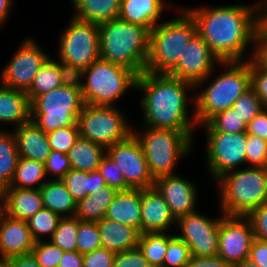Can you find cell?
I'll list each match as a JSON object with an SVG mask.
<instances>
[{"instance_id": "f546056e", "label": "cell", "mask_w": 267, "mask_h": 267, "mask_svg": "<svg viewBox=\"0 0 267 267\" xmlns=\"http://www.w3.org/2000/svg\"><path fill=\"white\" fill-rule=\"evenodd\" d=\"M62 181L76 202L91 195L95 190L98 191L99 188L107 185L98 170L94 172H84L71 169L64 176Z\"/></svg>"}, {"instance_id": "7bdbcfd3", "label": "cell", "mask_w": 267, "mask_h": 267, "mask_svg": "<svg viewBox=\"0 0 267 267\" xmlns=\"http://www.w3.org/2000/svg\"><path fill=\"white\" fill-rule=\"evenodd\" d=\"M246 165L267 167V140L247 134Z\"/></svg>"}, {"instance_id": "52a82bcc", "label": "cell", "mask_w": 267, "mask_h": 267, "mask_svg": "<svg viewBox=\"0 0 267 267\" xmlns=\"http://www.w3.org/2000/svg\"><path fill=\"white\" fill-rule=\"evenodd\" d=\"M145 128V132L142 131L141 134H138L137 130H134L133 134L142 146L150 174L154 180L174 174L180 157H185L191 152L193 140L185 132L173 129Z\"/></svg>"}, {"instance_id": "3957f363", "label": "cell", "mask_w": 267, "mask_h": 267, "mask_svg": "<svg viewBox=\"0 0 267 267\" xmlns=\"http://www.w3.org/2000/svg\"><path fill=\"white\" fill-rule=\"evenodd\" d=\"M149 32L119 18L99 24L100 59L141 74L149 52Z\"/></svg>"}, {"instance_id": "003e7915", "label": "cell", "mask_w": 267, "mask_h": 267, "mask_svg": "<svg viewBox=\"0 0 267 267\" xmlns=\"http://www.w3.org/2000/svg\"><path fill=\"white\" fill-rule=\"evenodd\" d=\"M0 267H6L2 262H0Z\"/></svg>"}, {"instance_id": "30bf717a", "label": "cell", "mask_w": 267, "mask_h": 267, "mask_svg": "<svg viewBox=\"0 0 267 267\" xmlns=\"http://www.w3.org/2000/svg\"><path fill=\"white\" fill-rule=\"evenodd\" d=\"M123 115L116 106L84 104L77 119L80 137L105 149L127 139L133 129Z\"/></svg>"}, {"instance_id": "60d3db41", "label": "cell", "mask_w": 267, "mask_h": 267, "mask_svg": "<svg viewBox=\"0 0 267 267\" xmlns=\"http://www.w3.org/2000/svg\"><path fill=\"white\" fill-rule=\"evenodd\" d=\"M46 134L51 150L61 151L64 154H68L73 144L80 137L78 125L59 128Z\"/></svg>"}, {"instance_id": "e575fe53", "label": "cell", "mask_w": 267, "mask_h": 267, "mask_svg": "<svg viewBox=\"0 0 267 267\" xmlns=\"http://www.w3.org/2000/svg\"><path fill=\"white\" fill-rule=\"evenodd\" d=\"M202 126L205 132L247 133V124L233 108L219 112Z\"/></svg>"}, {"instance_id": "f35d334b", "label": "cell", "mask_w": 267, "mask_h": 267, "mask_svg": "<svg viewBox=\"0 0 267 267\" xmlns=\"http://www.w3.org/2000/svg\"><path fill=\"white\" fill-rule=\"evenodd\" d=\"M190 257L191 253L187 244L176 235L168 233V246L163 267H185Z\"/></svg>"}, {"instance_id": "7dc6e473", "label": "cell", "mask_w": 267, "mask_h": 267, "mask_svg": "<svg viewBox=\"0 0 267 267\" xmlns=\"http://www.w3.org/2000/svg\"><path fill=\"white\" fill-rule=\"evenodd\" d=\"M246 217L251 223L254 238L267 241V201L251 210Z\"/></svg>"}, {"instance_id": "bcb514c9", "label": "cell", "mask_w": 267, "mask_h": 267, "mask_svg": "<svg viewBox=\"0 0 267 267\" xmlns=\"http://www.w3.org/2000/svg\"><path fill=\"white\" fill-rule=\"evenodd\" d=\"M58 72L61 77L62 85L81 90L84 78V69L63 61H58Z\"/></svg>"}, {"instance_id": "277c9868", "label": "cell", "mask_w": 267, "mask_h": 267, "mask_svg": "<svg viewBox=\"0 0 267 267\" xmlns=\"http://www.w3.org/2000/svg\"><path fill=\"white\" fill-rule=\"evenodd\" d=\"M220 65L226 70L212 79L205 90L194 97V111L197 125L207 123L219 112L232 108L234 102L251 88L250 59L226 61Z\"/></svg>"}, {"instance_id": "94428289", "label": "cell", "mask_w": 267, "mask_h": 267, "mask_svg": "<svg viewBox=\"0 0 267 267\" xmlns=\"http://www.w3.org/2000/svg\"><path fill=\"white\" fill-rule=\"evenodd\" d=\"M256 4L258 6V28L267 34V0Z\"/></svg>"}, {"instance_id": "be15d7a7", "label": "cell", "mask_w": 267, "mask_h": 267, "mask_svg": "<svg viewBox=\"0 0 267 267\" xmlns=\"http://www.w3.org/2000/svg\"><path fill=\"white\" fill-rule=\"evenodd\" d=\"M234 267H260L258 264L253 263L251 260L246 259L241 263H238Z\"/></svg>"}, {"instance_id": "836d02e7", "label": "cell", "mask_w": 267, "mask_h": 267, "mask_svg": "<svg viewBox=\"0 0 267 267\" xmlns=\"http://www.w3.org/2000/svg\"><path fill=\"white\" fill-rule=\"evenodd\" d=\"M62 86L61 77L58 72V61L49 57L37 72L33 83L26 93L30 103L39 95Z\"/></svg>"}, {"instance_id": "484cf974", "label": "cell", "mask_w": 267, "mask_h": 267, "mask_svg": "<svg viewBox=\"0 0 267 267\" xmlns=\"http://www.w3.org/2000/svg\"><path fill=\"white\" fill-rule=\"evenodd\" d=\"M31 120V105L25 92L0 85V121L18 128Z\"/></svg>"}, {"instance_id": "03108f58", "label": "cell", "mask_w": 267, "mask_h": 267, "mask_svg": "<svg viewBox=\"0 0 267 267\" xmlns=\"http://www.w3.org/2000/svg\"><path fill=\"white\" fill-rule=\"evenodd\" d=\"M3 200H0V212L2 211L1 204Z\"/></svg>"}, {"instance_id": "7402d4cb", "label": "cell", "mask_w": 267, "mask_h": 267, "mask_svg": "<svg viewBox=\"0 0 267 267\" xmlns=\"http://www.w3.org/2000/svg\"><path fill=\"white\" fill-rule=\"evenodd\" d=\"M21 158L45 163L51 153L47 134L31 120L13 130Z\"/></svg>"}, {"instance_id": "6f0895ef", "label": "cell", "mask_w": 267, "mask_h": 267, "mask_svg": "<svg viewBox=\"0 0 267 267\" xmlns=\"http://www.w3.org/2000/svg\"><path fill=\"white\" fill-rule=\"evenodd\" d=\"M185 267H232L218 255L209 257L191 256L189 263Z\"/></svg>"}, {"instance_id": "7a4b0ae2", "label": "cell", "mask_w": 267, "mask_h": 267, "mask_svg": "<svg viewBox=\"0 0 267 267\" xmlns=\"http://www.w3.org/2000/svg\"><path fill=\"white\" fill-rule=\"evenodd\" d=\"M136 90L142 92L143 127L173 129L185 132L192 140L195 114L189 115L188 92L194 84L167 74L142 72L136 81ZM188 91V92H187ZM192 116V118H191ZM190 117V118H189Z\"/></svg>"}, {"instance_id": "d4e9b609", "label": "cell", "mask_w": 267, "mask_h": 267, "mask_svg": "<svg viewBox=\"0 0 267 267\" xmlns=\"http://www.w3.org/2000/svg\"><path fill=\"white\" fill-rule=\"evenodd\" d=\"M102 248L115 253L137 248L140 233L133 227L103 217L97 222Z\"/></svg>"}, {"instance_id": "4316f807", "label": "cell", "mask_w": 267, "mask_h": 267, "mask_svg": "<svg viewBox=\"0 0 267 267\" xmlns=\"http://www.w3.org/2000/svg\"><path fill=\"white\" fill-rule=\"evenodd\" d=\"M75 17L81 21L102 24L118 19L121 0H71Z\"/></svg>"}, {"instance_id": "e0dca14e", "label": "cell", "mask_w": 267, "mask_h": 267, "mask_svg": "<svg viewBox=\"0 0 267 267\" xmlns=\"http://www.w3.org/2000/svg\"><path fill=\"white\" fill-rule=\"evenodd\" d=\"M221 215L217 255L234 267L249 259L253 229L246 216Z\"/></svg>"}, {"instance_id": "11a10c76", "label": "cell", "mask_w": 267, "mask_h": 267, "mask_svg": "<svg viewBox=\"0 0 267 267\" xmlns=\"http://www.w3.org/2000/svg\"><path fill=\"white\" fill-rule=\"evenodd\" d=\"M247 134L267 140V107L247 125Z\"/></svg>"}, {"instance_id": "680465c9", "label": "cell", "mask_w": 267, "mask_h": 267, "mask_svg": "<svg viewBox=\"0 0 267 267\" xmlns=\"http://www.w3.org/2000/svg\"><path fill=\"white\" fill-rule=\"evenodd\" d=\"M2 263L6 267H41L33 253L15 256Z\"/></svg>"}, {"instance_id": "6da1fadb", "label": "cell", "mask_w": 267, "mask_h": 267, "mask_svg": "<svg viewBox=\"0 0 267 267\" xmlns=\"http://www.w3.org/2000/svg\"><path fill=\"white\" fill-rule=\"evenodd\" d=\"M184 9L193 17L196 33L221 62L244 61L258 28L256 4Z\"/></svg>"}, {"instance_id": "1f68e13d", "label": "cell", "mask_w": 267, "mask_h": 267, "mask_svg": "<svg viewBox=\"0 0 267 267\" xmlns=\"http://www.w3.org/2000/svg\"><path fill=\"white\" fill-rule=\"evenodd\" d=\"M19 158L13 132L0 130V184L4 188L13 179Z\"/></svg>"}, {"instance_id": "681fc988", "label": "cell", "mask_w": 267, "mask_h": 267, "mask_svg": "<svg viewBox=\"0 0 267 267\" xmlns=\"http://www.w3.org/2000/svg\"><path fill=\"white\" fill-rule=\"evenodd\" d=\"M74 216L83 222H99L100 210H98L97 200L93 199L90 195L79 200L76 204Z\"/></svg>"}, {"instance_id": "f6af8a7d", "label": "cell", "mask_w": 267, "mask_h": 267, "mask_svg": "<svg viewBox=\"0 0 267 267\" xmlns=\"http://www.w3.org/2000/svg\"><path fill=\"white\" fill-rule=\"evenodd\" d=\"M44 164L46 175H55L53 180H62L72 169L68 155L61 151H51Z\"/></svg>"}, {"instance_id": "f1b7e54d", "label": "cell", "mask_w": 267, "mask_h": 267, "mask_svg": "<svg viewBox=\"0 0 267 267\" xmlns=\"http://www.w3.org/2000/svg\"><path fill=\"white\" fill-rule=\"evenodd\" d=\"M67 155L72 169L94 172L98 170L102 158L106 155V149L79 137Z\"/></svg>"}, {"instance_id": "8fae6325", "label": "cell", "mask_w": 267, "mask_h": 267, "mask_svg": "<svg viewBox=\"0 0 267 267\" xmlns=\"http://www.w3.org/2000/svg\"><path fill=\"white\" fill-rule=\"evenodd\" d=\"M72 18L59 39V59L85 70L100 59L99 24Z\"/></svg>"}, {"instance_id": "9f6ffc18", "label": "cell", "mask_w": 267, "mask_h": 267, "mask_svg": "<svg viewBox=\"0 0 267 267\" xmlns=\"http://www.w3.org/2000/svg\"><path fill=\"white\" fill-rule=\"evenodd\" d=\"M249 260L260 267H267V241L254 238L250 248Z\"/></svg>"}, {"instance_id": "ab89813d", "label": "cell", "mask_w": 267, "mask_h": 267, "mask_svg": "<svg viewBox=\"0 0 267 267\" xmlns=\"http://www.w3.org/2000/svg\"><path fill=\"white\" fill-rule=\"evenodd\" d=\"M232 108L248 125L265 107L255 91L250 88L234 102Z\"/></svg>"}, {"instance_id": "603a6c76", "label": "cell", "mask_w": 267, "mask_h": 267, "mask_svg": "<svg viewBox=\"0 0 267 267\" xmlns=\"http://www.w3.org/2000/svg\"><path fill=\"white\" fill-rule=\"evenodd\" d=\"M105 217L131 226L141 233V189L117 191Z\"/></svg>"}, {"instance_id": "8992f818", "label": "cell", "mask_w": 267, "mask_h": 267, "mask_svg": "<svg viewBox=\"0 0 267 267\" xmlns=\"http://www.w3.org/2000/svg\"><path fill=\"white\" fill-rule=\"evenodd\" d=\"M216 183L220 186V209L224 215L246 216L267 201V167L247 166L230 171Z\"/></svg>"}, {"instance_id": "6125c7cd", "label": "cell", "mask_w": 267, "mask_h": 267, "mask_svg": "<svg viewBox=\"0 0 267 267\" xmlns=\"http://www.w3.org/2000/svg\"><path fill=\"white\" fill-rule=\"evenodd\" d=\"M12 0H0V25H3L11 10Z\"/></svg>"}, {"instance_id": "b9f144b4", "label": "cell", "mask_w": 267, "mask_h": 267, "mask_svg": "<svg viewBox=\"0 0 267 267\" xmlns=\"http://www.w3.org/2000/svg\"><path fill=\"white\" fill-rule=\"evenodd\" d=\"M32 253L41 267H58L64 251L50 241L41 240L35 243Z\"/></svg>"}, {"instance_id": "f907efd6", "label": "cell", "mask_w": 267, "mask_h": 267, "mask_svg": "<svg viewBox=\"0 0 267 267\" xmlns=\"http://www.w3.org/2000/svg\"><path fill=\"white\" fill-rule=\"evenodd\" d=\"M112 267H151L139 248L116 253Z\"/></svg>"}, {"instance_id": "c3c4849f", "label": "cell", "mask_w": 267, "mask_h": 267, "mask_svg": "<svg viewBox=\"0 0 267 267\" xmlns=\"http://www.w3.org/2000/svg\"><path fill=\"white\" fill-rule=\"evenodd\" d=\"M253 51L249 59L257 66L267 70V34L256 29L253 41Z\"/></svg>"}, {"instance_id": "d6986e66", "label": "cell", "mask_w": 267, "mask_h": 267, "mask_svg": "<svg viewBox=\"0 0 267 267\" xmlns=\"http://www.w3.org/2000/svg\"><path fill=\"white\" fill-rule=\"evenodd\" d=\"M35 243L27 221L0 212V262L32 253Z\"/></svg>"}, {"instance_id": "f5cc1de1", "label": "cell", "mask_w": 267, "mask_h": 267, "mask_svg": "<svg viewBox=\"0 0 267 267\" xmlns=\"http://www.w3.org/2000/svg\"><path fill=\"white\" fill-rule=\"evenodd\" d=\"M116 253L105 248H99L83 254V267H112Z\"/></svg>"}, {"instance_id": "44dd1931", "label": "cell", "mask_w": 267, "mask_h": 267, "mask_svg": "<svg viewBox=\"0 0 267 267\" xmlns=\"http://www.w3.org/2000/svg\"><path fill=\"white\" fill-rule=\"evenodd\" d=\"M1 208L6 215L27 221L44 208L41 191L40 189L5 187Z\"/></svg>"}, {"instance_id": "4dcf8cb0", "label": "cell", "mask_w": 267, "mask_h": 267, "mask_svg": "<svg viewBox=\"0 0 267 267\" xmlns=\"http://www.w3.org/2000/svg\"><path fill=\"white\" fill-rule=\"evenodd\" d=\"M46 176L44 163L20 157L13 179L7 187L40 189L48 181Z\"/></svg>"}, {"instance_id": "4fadbf2b", "label": "cell", "mask_w": 267, "mask_h": 267, "mask_svg": "<svg viewBox=\"0 0 267 267\" xmlns=\"http://www.w3.org/2000/svg\"><path fill=\"white\" fill-rule=\"evenodd\" d=\"M1 71V85L27 93L37 72L49 58L32 38H26Z\"/></svg>"}, {"instance_id": "83f0119b", "label": "cell", "mask_w": 267, "mask_h": 267, "mask_svg": "<svg viewBox=\"0 0 267 267\" xmlns=\"http://www.w3.org/2000/svg\"><path fill=\"white\" fill-rule=\"evenodd\" d=\"M44 208L59 214L61 217H73L77 202L67 190L62 180L49 179L40 188Z\"/></svg>"}, {"instance_id": "ee69618b", "label": "cell", "mask_w": 267, "mask_h": 267, "mask_svg": "<svg viewBox=\"0 0 267 267\" xmlns=\"http://www.w3.org/2000/svg\"><path fill=\"white\" fill-rule=\"evenodd\" d=\"M98 171L101 173L109 187L115 188L117 191L130 189L126 184L120 169L107 156V154L102 158Z\"/></svg>"}, {"instance_id": "816d5d0a", "label": "cell", "mask_w": 267, "mask_h": 267, "mask_svg": "<svg viewBox=\"0 0 267 267\" xmlns=\"http://www.w3.org/2000/svg\"><path fill=\"white\" fill-rule=\"evenodd\" d=\"M251 88L261 100L264 107H267V70L257 67L250 60Z\"/></svg>"}, {"instance_id": "d590c367", "label": "cell", "mask_w": 267, "mask_h": 267, "mask_svg": "<svg viewBox=\"0 0 267 267\" xmlns=\"http://www.w3.org/2000/svg\"><path fill=\"white\" fill-rule=\"evenodd\" d=\"M77 232L78 218L62 217L56 231L48 241L59 246L64 252L77 251Z\"/></svg>"}, {"instance_id": "cb8c5ba5", "label": "cell", "mask_w": 267, "mask_h": 267, "mask_svg": "<svg viewBox=\"0 0 267 267\" xmlns=\"http://www.w3.org/2000/svg\"><path fill=\"white\" fill-rule=\"evenodd\" d=\"M163 0H121L118 18L128 23L138 24L151 31L159 24L162 10L174 8ZM166 6V7H165Z\"/></svg>"}, {"instance_id": "e7e4bbea", "label": "cell", "mask_w": 267, "mask_h": 267, "mask_svg": "<svg viewBox=\"0 0 267 267\" xmlns=\"http://www.w3.org/2000/svg\"><path fill=\"white\" fill-rule=\"evenodd\" d=\"M4 187L0 184V200H3Z\"/></svg>"}, {"instance_id": "9a60e30c", "label": "cell", "mask_w": 267, "mask_h": 267, "mask_svg": "<svg viewBox=\"0 0 267 267\" xmlns=\"http://www.w3.org/2000/svg\"><path fill=\"white\" fill-rule=\"evenodd\" d=\"M220 63L208 44L195 33L186 44L177 64L167 75L188 81L197 88L209 81L208 78L212 79L213 68Z\"/></svg>"}, {"instance_id": "91938a15", "label": "cell", "mask_w": 267, "mask_h": 267, "mask_svg": "<svg viewBox=\"0 0 267 267\" xmlns=\"http://www.w3.org/2000/svg\"><path fill=\"white\" fill-rule=\"evenodd\" d=\"M83 254L78 251L64 252L58 267H83Z\"/></svg>"}, {"instance_id": "db71d44e", "label": "cell", "mask_w": 267, "mask_h": 267, "mask_svg": "<svg viewBox=\"0 0 267 267\" xmlns=\"http://www.w3.org/2000/svg\"><path fill=\"white\" fill-rule=\"evenodd\" d=\"M117 193L115 188L108 185L99 188L98 191H94L90 196L97 200L98 210H100V220L105 217L108 206L112 203V200Z\"/></svg>"}, {"instance_id": "ba28073f", "label": "cell", "mask_w": 267, "mask_h": 267, "mask_svg": "<svg viewBox=\"0 0 267 267\" xmlns=\"http://www.w3.org/2000/svg\"><path fill=\"white\" fill-rule=\"evenodd\" d=\"M84 77V104L116 106L114 103L129 88H136L138 75L124 66L98 59L84 70Z\"/></svg>"}, {"instance_id": "5b68a950", "label": "cell", "mask_w": 267, "mask_h": 267, "mask_svg": "<svg viewBox=\"0 0 267 267\" xmlns=\"http://www.w3.org/2000/svg\"><path fill=\"white\" fill-rule=\"evenodd\" d=\"M178 10V17L159 23L149 32V52L144 71L167 74L196 33L193 17L184 8L179 7L176 12Z\"/></svg>"}, {"instance_id": "5bb4252c", "label": "cell", "mask_w": 267, "mask_h": 267, "mask_svg": "<svg viewBox=\"0 0 267 267\" xmlns=\"http://www.w3.org/2000/svg\"><path fill=\"white\" fill-rule=\"evenodd\" d=\"M107 156L118 166L130 188L144 189L154 186V178L139 140L132 133L127 139L106 149Z\"/></svg>"}, {"instance_id": "d6a6232c", "label": "cell", "mask_w": 267, "mask_h": 267, "mask_svg": "<svg viewBox=\"0 0 267 267\" xmlns=\"http://www.w3.org/2000/svg\"><path fill=\"white\" fill-rule=\"evenodd\" d=\"M168 246V233H140L137 247L151 267H163Z\"/></svg>"}, {"instance_id": "ac0fdd59", "label": "cell", "mask_w": 267, "mask_h": 267, "mask_svg": "<svg viewBox=\"0 0 267 267\" xmlns=\"http://www.w3.org/2000/svg\"><path fill=\"white\" fill-rule=\"evenodd\" d=\"M154 187L168 204L175 219L196 211L197 187L192 181L174 173L155 179Z\"/></svg>"}, {"instance_id": "7c38bea8", "label": "cell", "mask_w": 267, "mask_h": 267, "mask_svg": "<svg viewBox=\"0 0 267 267\" xmlns=\"http://www.w3.org/2000/svg\"><path fill=\"white\" fill-rule=\"evenodd\" d=\"M205 133L207 169L214 182L224 174L246 165L247 133Z\"/></svg>"}, {"instance_id": "2e32d148", "label": "cell", "mask_w": 267, "mask_h": 267, "mask_svg": "<svg viewBox=\"0 0 267 267\" xmlns=\"http://www.w3.org/2000/svg\"><path fill=\"white\" fill-rule=\"evenodd\" d=\"M222 216L212 220L198 211L182 215L176 219L180 234L190 249L191 256L209 257L218 253L219 225Z\"/></svg>"}, {"instance_id": "ffe728a7", "label": "cell", "mask_w": 267, "mask_h": 267, "mask_svg": "<svg viewBox=\"0 0 267 267\" xmlns=\"http://www.w3.org/2000/svg\"><path fill=\"white\" fill-rule=\"evenodd\" d=\"M172 223L176 219L158 190L141 189V233L166 232Z\"/></svg>"}, {"instance_id": "8d00e7d4", "label": "cell", "mask_w": 267, "mask_h": 267, "mask_svg": "<svg viewBox=\"0 0 267 267\" xmlns=\"http://www.w3.org/2000/svg\"><path fill=\"white\" fill-rule=\"evenodd\" d=\"M62 217L49 209L43 208L27 220L34 240L41 241L43 237L51 238ZM42 236V237H40Z\"/></svg>"}, {"instance_id": "74e56055", "label": "cell", "mask_w": 267, "mask_h": 267, "mask_svg": "<svg viewBox=\"0 0 267 267\" xmlns=\"http://www.w3.org/2000/svg\"><path fill=\"white\" fill-rule=\"evenodd\" d=\"M77 251L81 254L102 248L97 222H83L78 219Z\"/></svg>"}, {"instance_id": "9c48e42d", "label": "cell", "mask_w": 267, "mask_h": 267, "mask_svg": "<svg viewBox=\"0 0 267 267\" xmlns=\"http://www.w3.org/2000/svg\"><path fill=\"white\" fill-rule=\"evenodd\" d=\"M30 105L31 121L48 133L77 125L84 101L81 90L62 85L37 96Z\"/></svg>"}]
</instances>
